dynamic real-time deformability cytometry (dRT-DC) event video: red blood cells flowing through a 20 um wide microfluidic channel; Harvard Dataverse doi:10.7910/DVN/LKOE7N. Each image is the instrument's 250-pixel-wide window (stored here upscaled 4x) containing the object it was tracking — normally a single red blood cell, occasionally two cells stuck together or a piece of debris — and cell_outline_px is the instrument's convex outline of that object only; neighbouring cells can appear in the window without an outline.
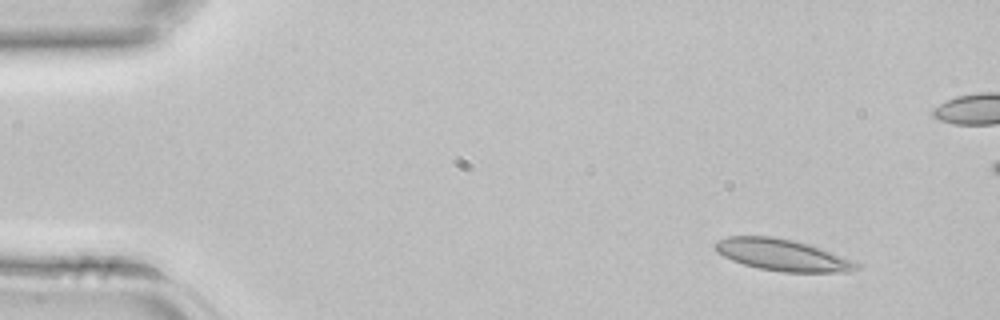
{"species": "common noctule bat (a hibernating species)", "species_latin": "Nyctalus noctula", "temperature_condition": "room temperature", "stored_images_in_passage": 41, "camera_frame_rate_fps": 3000, "um_per_image_px": 0.085, "animal": {"sex": "female", "body_mass_g": 22.7, "forearm_length_mm": 54.2}, "frame": {"image": 1, "passage_image": 1, "time_ms": 0.0, "image_size_px": [1000, 320], "cell_outline_px": [[860, 268], [848, 272], [780, 272], [760, 268], [744, 264], [732, 260], [716, 252], [712, 248], [712, 244], [716, 240], [728, 236], [772, 236], [792, 240], [808, 244], [820, 248], [852, 260], [860, 264]], "centroid_in_image_um": [66.45, 21.67], "position_along_channel_um": 18.5, "area_um2": 26.13}}